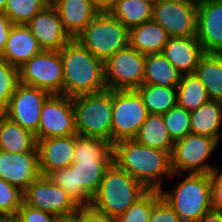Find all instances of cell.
<instances>
[{
  "mask_svg": "<svg viewBox=\"0 0 222 222\" xmlns=\"http://www.w3.org/2000/svg\"><path fill=\"white\" fill-rule=\"evenodd\" d=\"M160 197V190H148L125 213L117 218V222H150L151 211Z\"/></svg>",
  "mask_w": 222,
  "mask_h": 222,
  "instance_id": "cell-34",
  "label": "cell"
},
{
  "mask_svg": "<svg viewBox=\"0 0 222 222\" xmlns=\"http://www.w3.org/2000/svg\"><path fill=\"white\" fill-rule=\"evenodd\" d=\"M152 20L169 37L196 36L198 0H157L153 5Z\"/></svg>",
  "mask_w": 222,
  "mask_h": 222,
  "instance_id": "cell-12",
  "label": "cell"
},
{
  "mask_svg": "<svg viewBox=\"0 0 222 222\" xmlns=\"http://www.w3.org/2000/svg\"><path fill=\"white\" fill-rule=\"evenodd\" d=\"M39 171L42 176L73 163L75 135L37 140Z\"/></svg>",
  "mask_w": 222,
  "mask_h": 222,
  "instance_id": "cell-19",
  "label": "cell"
},
{
  "mask_svg": "<svg viewBox=\"0 0 222 222\" xmlns=\"http://www.w3.org/2000/svg\"><path fill=\"white\" fill-rule=\"evenodd\" d=\"M198 222H222V211L210 210Z\"/></svg>",
  "mask_w": 222,
  "mask_h": 222,
  "instance_id": "cell-44",
  "label": "cell"
},
{
  "mask_svg": "<svg viewBox=\"0 0 222 222\" xmlns=\"http://www.w3.org/2000/svg\"><path fill=\"white\" fill-rule=\"evenodd\" d=\"M48 4H53L54 2H56L57 0H46Z\"/></svg>",
  "mask_w": 222,
  "mask_h": 222,
  "instance_id": "cell-48",
  "label": "cell"
},
{
  "mask_svg": "<svg viewBox=\"0 0 222 222\" xmlns=\"http://www.w3.org/2000/svg\"><path fill=\"white\" fill-rule=\"evenodd\" d=\"M8 0H0V11L5 12Z\"/></svg>",
  "mask_w": 222,
  "mask_h": 222,
  "instance_id": "cell-47",
  "label": "cell"
},
{
  "mask_svg": "<svg viewBox=\"0 0 222 222\" xmlns=\"http://www.w3.org/2000/svg\"><path fill=\"white\" fill-rule=\"evenodd\" d=\"M136 91L142 97L149 114L163 115L177 105V87L143 84Z\"/></svg>",
  "mask_w": 222,
  "mask_h": 222,
  "instance_id": "cell-30",
  "label": "cell"
},
{
  "mask_svg": "<svg viewBox=\"0 0 222 222\" xmlns=\"http://www.w3.org/2000/svg\"><path fill=\"white\" fill-rule=\"evenodd\" d=\"M162 116L169 136L174 142L191 133L190 112L181 106L175 105Z\"/></svg>",
  "mask_w": 222,
  "mask_h": 222,
  "instance_id": "cell-35",
  "label": "cell"
},
{
  "mask_svg": "<svg viewBox=\"0 0 222 222\" xmlns=\"http://www.w3.org/2000/svg\"><path fill=\"white\" fill-rule=\"evenodd\" d=\"M26 26L43 50L60 51L72 40L52 4L37 13Z\"/></svg>",
  "mask_w": 222,
  "mask_h": 222,
  "instance_id": "cell-17",
  "label": "cell"
},
{
  "mask_svg": "<svg viewBox=\"0 0 222 222\" xmlns=\"http://www.w3.org/2000/svg\"><path fill=\"white\" fill-rule=\"evenodd\" d=\"M42 50L37 39L26 25L13 24L8 35L6 46L0 57L9 64L20 68Z\"/></svg>",
  "mask_w": 222,
  "mask_h": 222,
  "instance_id": "cell-21",
  "label": "cell"
},
{
  "mask_svg": "<svg viewBox=\"0 0 222 222\" xmlns=\"http://www.w3.org/2000/svg\"><path fill=\"white\" fill-rule=\"evenodd\" d=\"M80 222H117V218L85 205L80 206Z\"/></svg>",
  "mask_w": 222,
  "mask_h": 222,
  "instance_id": "cell-41",
  "label": "cell"
},
{
  "mask_svg": "<svg viewBox=\"0 0 222 222\" xmlns=\"http://www.w3.org/2000/svg\"><path fill=\"white\" fill-rule=\"evenodd\" d=\"M76 134L72 97L51 95L43 104L36 139Z\"/></svg>",
  "mask_w": 222,
  "mask_h": 222,
  "instance_id": "cell-15",
  "label": "cell"
},
{
  "mask_svg": "<svg viewBox=\"0 0 222 222\" xmlns=\"http://www.w3.org/2000/svg\"><path fill=\"white\" fill-rule=\"evenodd\" d=\"M169 38L167 32L153 20L129 30V46L145 55L162 53Z\"/></svg>",
  "mask_w": 222,
  "mask_h": 222,
  "instance_id": "cell-23",
  "label": "cell"
},
{
  "mask_svg": "<svg viewBox=\"0 0 222 222\" xmlns=\"http://www.w3.org/2000/svg\"><path fill=\"white\" fill-rule=\"evenodd\" d=\"M117 0H93L95 8L99 12H110V10L115 6Z\"/></svg>",
  "mask_w": 222,
  "mask_h": 222,
  "instance_id": "cell-43",
  "label": "cell"
},
{
  "mask_svg": "<svg viewBox=\"0 0 222 222\" xmlns=\"http://www.w3.org/2000/svg\"><path fill=\"white\" fill-rule=\"evenodd\" d=\"M50 96L42 89L19 83L3 115L36 135L43 104Z\"/></svg>",
  "mask_w": 222,
  "mask_h": 222,
  "instance_id": "cell-14",
  "label": "cell"
},
{
  "mask_svg": "<svg viewBox=\"0 0 222 222\" xmlns=\"http://www.w3.org/2000/svg\"><path fill=\"white\" fill-rule=\"evenodd\" d=\"M134 139L142 145L167 151L172 155L175 142L169 136L162 115L148 114Z\"/></svg>",
  "mask_w": 222,
  "mask_h": 222,
  "instance_id": "cell-28",
  "label": "cell"
},
{
  "mask_svg": "<svg viewBox=\"0 0 222 222\" xmlns=\"http://www.w3.org/2000/svg\"><path fill=\"white\" fill-rule=\"evenodd\" d=\"M113 162L148 190L163 189V178L173 177L171 154L142 145L135 139L113 144Z\"/></svg>",
  "mask_w": 222,
  "mask_h": 222,
  "instance_id": "cell-1",
  "label": "cell"
},
{
  "mask_svg": "<svg viewBox=\"0 0 222 222\" xmlns=\"http://www.w3.org/2000/svg\"><path fill=\"white\" fill-rule=\"evenodd\" d=\"M16 216L21 222H56L57 216L29 207L22 202Z\"/></svg>",
  "mask_w": 222,
  "mask_h": 222,
  "instance_id": "cell-39",
  "label": "cell"
},
{
  "mask_svg": "<svg viewBox=\"0 0 222 222\" xmlns=\"http://www.w3.org/2000/svg\"><path fill=\"white\" fill-rule=\"evenodd\" d=\"M38 151L11 153L0 150V178L24 192L39 176Z\"/></svg>",
  "mask_w": 222,
  "mask_h": 222,
  "instance_id": "cell-16",
  "label": "cell"
},
{
  "mask_svg": "<svg viewBox=\"0 0 222 222\" xmlns=\"http://www.w3.org/2000/svg\"><path fill=\"white\" fill-rule=\"evenodd\" d=\"M153 5L149 0H117L110 13L130 30L152 20Z\"/></svg>",
  "mask_w": 222,
  "mask_h": 222,
  "instance_id": "cell-29",
  "label": "cell"
},
{
  "mask_svg": "<svg viewBox=\"0 0 222 222\" xmlns=\"http://www.w3.org/2000/svg\"><path fill=\"white\" fill-rule=\"evenodd\" d=\"M222 101L212 100L190 112L191 133L221 141Z\"/></svg>",
  "mask_w": 222,
  "mask_h": 222,
  "instance_id": "cell-24",
  "label": "cell"
},
{
  "mask_svg": "<svg viewBox=\"0 0 222 222\" xmlns=\"http://www.w3.org/2000/svg\"><path fill=\"white\" fill-rule=\"evenodd\" d=\"M0 150L11 153L38 151L36 135L0 114Z\"/></svg>",
  "mask_w": 222,
  "mask_h": 222,
  "instance_id": "cell-25",
  "label": "cell"
},
{
  "mask_svg": "<svg viewBox=\"0 0 222 222\" xmlns=\"http://www.w3.org/2000/svg\"><path fill=\"white\" fill-rule=\"evenodd\" d=\"M146 55L130 46L104 62L105 82L110 90H136L143 85Z\"/></svg>",
  "mask_w": 222,
  "mask_h": 222,
  "instance_id": "cell-11",
  "label": "cell"
},
{
  "mask_svg": "<svg viewBox=\"0 0 222 222\" xmlns=\"http://www.w3.org/2000/svg\"><path fill=\"white\" fill-rule=\"evenodd\" d=\"M196 36L204 53H222V0H198Z\"/></svg>",
  "mask_w": 222,
  "mask_h": 222,
  "instance_id": "cell-18",
  "label": "cell"
},
{
  "mask_svg": "<svg viewBox=\"0 0 222 222\" xmlns=\"http://www.w3.org/2000/svg\"><path fill=\"white\" fill-rule=\"evenodd\" d=\"M195 74L206 88L208 97L222 101V53H204Z\"/></svg>",
  "mask_w": 222,
  "mask_h": 222,
  "instance_id": "cell-27",
  "label": "cell"
},
{
  "mask_svg": "<svg viewBox=\"0 0 222 222\" xmlns=\"http://www.w3.org/2000/svg\"><path fill=\"white\" fill-rule=\"evenodd\" d=\"M75 39L105 62L129 46V30L110 12H99Z\"/></svg>",
  "mask_w": 222,
  "mask_h": 222,
  "instance_id": "cell-7",
  "label": "cell"
},
{
  "mask_svg": "<svg viewBox=\"0 0 222 222\" xmlns=\"http://www.w3.org/2000/svg\"><path fill=\"white\" fill-rule=\"evenodd\" d=\"M23 203L55 216H66L78 211L79 205L47 176L40 175L23 192Z\"/></svg>",
  "mask_w": 222,
  "mask_h": 222,
  "instance_id": "cell-13",
  "label": "cell"
},
{
  "mask_svg": "<svg viewBox=\"0 0 222 222\" xmlns=\"http://www.w3.org/2000/svg\"><path fill=\"white\" fill-rule=\"evenodd\" d=\"M206 88L194 74H183L177 85V105L191 112L208 102Z\"/></svg>",
  "mask_w": 222,
  "mask_h": 222,
  "instance_id": "cell-32",
  "label": "cell"
},
{
  "mask_svg": "<svg viewBox=\"0 0 222 222\" xmlns=\"http://www.w3.org/2000/svg\"><path fill=\"white\" fill-rule=\"evenodd\" d=\"M113 161H73L68 168L50 172L47 177L79 205H90L106 169Z\"/></svg>",
  "mask_w": 222,
  "mask_h": 222,
  "instance_id": "cell-5",
  "label": "cell"
},
{
  "mask_svg": "<svg viewBox=\"0 0 222 222\" xmlns=\"http://www.w3.org/2000/svg\"><path fill=\"white\" fill-rule=\"evenodd\" d=\"M22 196V191L0 178V216H16Z\"/></svg>",
  "mask_w": 222,
  "mask_h": 222,
  "instance_id": "cell-37",
  "label": "cell"
},
{
  "mask_svg": "<svg viewBox=\"0 0 222 222\" xmlns=\"http://www.w3.org/2000/svg\"><path fill=\"white\" fill-rule=\"evenodd\" d=\"M162 53L183 75L195 73L204 51L197 36H190L170 37Z\"/></svg>",
  "mask_w": 222,
  "mask_h": 222,
  "instance_id": "cell-20",
  "label": "cell"
},
{
  "mask_svg": "<svg viewBox=\"0 0 222 222\" xmlns=\"http://www.w3.org/2000/svg\"><path fill=\"white\" fill-rule=\"evenodd\" d=\"M12 25L6 14L0 11V55L4 51Z\"/></svg>",
  "mask_w": 222,
  "mask_h": 222,
  "instance_id": "cell-42",
  "label": "cell"
},
{
  "mask_svg": "<svg viewBox=\"0 0 222 222\" xmlns=\"http://www.w3.org/2000/svg\"><path fill=\"white\" fill-rule=\"evenodd\" d=\"M20 83L51 95H63V64L60 51L42 50L19 68Z\"/></svg>",
  "mask_w": 222,
  "mask_h": 222,
  "instance_id": "cell-10",
  "label": "cell"
},
{
  "mask_svg": "<svg viewBox=\"0 0 222 222\" xmlns=\"http://www.w3.org/2000/svg\"><path fill=\"white\" fill-rule=\"evenodd\" d=\"M52 5L72 39H75L99 13L93 0H57Z\"/></svg>",
  "mask_w": 222,
  "mask_h": 222,
  "instance_id": "cell-22",
  "label": "cell"
},
{
  "mask_svg": "<svg viewBox=\"0 0 222 222\" xmlns=\"http://www.w3.org/2000/svg\"><path fill=\"white\" fill-rule=\"evenodd\" d=\"M219 146L211 137L192 133L175 141L171 155L173 173L209 174L217 165L212 166L207 161Z\"/></svg>",
  "mask_w": 222,
  "mask_h": 222,
  "instance_id": "cell-9",
  "label": "cell"
},
{
  "mask_svg": "<svg viewBox=\"0 0 222 222\" xmlns=\"http://www.w3.org/2000/svg\"><path fill=\"white\" fill-rule=\"evenodd\" d=\"M181 76L163 53L146 55L143 84L177 87Z\"/></svg>",
  "mask_w": 222,
  "mask_h": 222,
  "instance_id": "cell-26",
  "label": "cell"
},
{
  "mask_svg": "<svg viewBox=\"0 0 222 222\" xmlns=\"http://www.w3.org/2000/svg\"><path fill=\"white\" fill-rule=\"evenodd\" d=\"M211 204L213 210L222 211V170L219 166L210 173Z\"/></svg>",
  "mask_w": 222,
  "mask_h": 222,
  "instance_id": "cell-40",
  "label": "cell"
},
{
  "mask_svg": "<svg viewBox=\"0 0 222 222\" xmlns=\"http://www.w3.org/2000/svg\"><path fill=\"white\" fill-rule=\"evenodd\" d=\"M148 114L136 90H112L111 143L134 139Z\"/></svg>",
  "mask_w": 222,
  "mask_h": 222,
  "instance_id": "cell-8",
  "label": "cell"
},
{
  "mask_svg": "<svg viewBox=\"0 0 222 222\" xmlns=\"http://www.w3.org/2000/svg\"><path fill=\"white\" fill-rule=\"evenodd\" d=\"M182 180L172 190H160L161 197L178 214L182 222H198L212 210L209 174L173 173ZM185 175L186 177H184Z\"/></svg>",
  "mask_w": 222,
  "mask_h": 222,
  "instance_id": "cell-4",
  "label": "cell"
},
{
  "mask_svg": "<svg viewBox=\"0 0 222 222\" xmlns=\"http://www.w3.org/2000/svg\"><path fill=\"white\" fill-rule=\"evenodd\" d=\"M148 189L114 162L106 169L90 205L118 218L125 213Z\"/></svg>",
  "mask_w": 222,
  "mask_h": 222,
  "instance_id": "cell-3",
  "label": "cell"
},
{
  "mask_svg": "<svg viewBox=\"0 0 222 222\" xmlns=\"http://www.w3.org/2000/svg\"><path fill=\"white\" fill-rule=\"evenodd\" d=\"M76 133L111 142L112 90L72 97Z\"/></svg>",
  "mask_w": 222,
  "mask_h": 222,
  "instance_id": "cell-6",
  "label": "cell"
},
{
  "mask_svg": "<svg viewBox=\"0 0 222 222\" xmlns=\"http://www.w3.org/2000/svg\"><path fill=\"white\" fill-rule=\"evenodd\" d=\"M0 222H21L17 216H0Z\"/></svg>",
  "mask_w": 222,
  "mask_h": 222,
  "instance_id": "cell-46",
  "label": "cell"
},
{
  "mask_svg": "<svg viewBox=\"0 0 222 222\" xmlns=\"http://www.w3.org/2000/svg\"><path fill=\"white\" fill-rule=\"evenodd\" d=\"M63 64V95L74 97L107 89L104 61L96 58L76 39L60 50Z\"/></svg>",
  "mask_w": 222,
  "mask_h": 222,
  "instance_id": "cell-2",
  "label": "cell"
},
{
  "mask_svg": "<svg viewBox=\"0 0 222 222\" xmlns=\"http://www.w3.org/2000/svg\"><path fill=\"white\" fill-rule=\"evenodd\" d=\"M73 161H113V144L105 139L76 134Z\"/></svg>",
  "mask_w": 222,
  "mask_h": 222,
  "instance_id": "cell-31",
  "label": "cell"
},
{
  "mask_svg": "<svg viewBox=\"0 0 222 222\" xmlns=\"http://www.w3.org/2000/svg\"><path fill=\"white\" fill-rule=\"evenodd\" d=\"M56 222H80V206L78 211L71 215L57 216Z\"/></svg>",
  "mask_w": 222,
  "mask_h": 222,
  "instance_id": "cell-45",
  "label": "cell"
},
{
  "mask_svg": "<svg viewBox=\"0 0 222 222\" xmlns=\"http://www.w3.org/2000/svg\"><path fill=\"white\" fill-rule=\"evenodd\" d=\"M150 222H182L172 207L160 197L151 211Z\"/></svg>",
  "mask_w": 222,
  "mask_h": 222,
  "instance_id": "cell-38",
  "label": "cell"
},
{
  "mask_svg": "<svg viewBox=\"0 0 222 222\" xmlns=\"http://www.w3.org/2000/svg\"><path fill=\"white\" fill-rule=\"evenodd\" d=\"M19 83V68L0 57V114L6 111L9 100Z\"/></svg>",
  "mask_w": 222,
  "mask_h": 222,
  "instance_id": "cell-36",
  "label": "cell"
},
{
  "mask_svg": "<svg viewBox=\"0 0 222 222\" xmlns=\"http://www.w3.org/2000/svg\"><path fill=\"white\" fill-rule=\"evenodd\" d=\"M47 5L46 0H8L4 13L12 24L26 25Z\"/></svg>",
  "mask_w": 222,
  "mask_h": 222,
  "instance_id": "cell-33",
  "label": "cell"
}]
</instances>
